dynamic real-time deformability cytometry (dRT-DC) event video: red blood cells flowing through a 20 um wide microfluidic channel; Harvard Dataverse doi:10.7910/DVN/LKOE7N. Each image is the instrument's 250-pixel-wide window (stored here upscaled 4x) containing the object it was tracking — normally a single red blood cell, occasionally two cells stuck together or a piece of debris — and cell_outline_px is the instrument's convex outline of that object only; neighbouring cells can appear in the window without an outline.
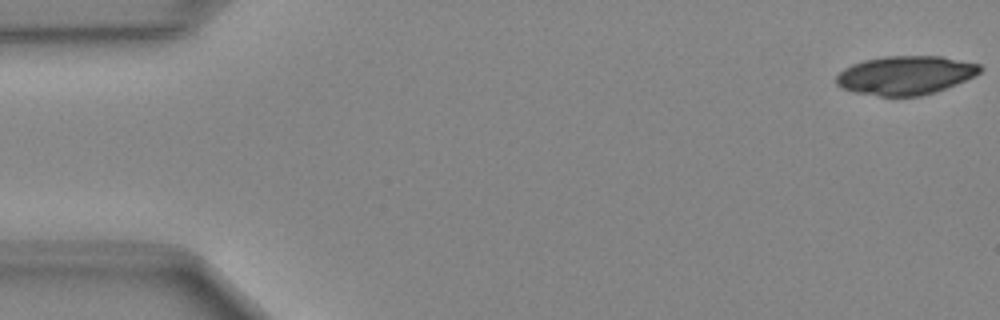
{"species": "Egyptian fruit bat (a non-hibernating species)", "species_latin": "Rousettus aegyptiacus", "temperature_condition": "cold", "stored_images_in_passage": 48, "camera_frame_rate_fps": 3000, "um_per_image_px": 0.085, "animal": {"sex": "female"}, "frame": {"image": 1, "passage_image": 1, "time_ms": 0.0, "image_size_px": [1000, 320], "cell_outline_px": [[984, 68], [980, 72], [956, 84], [936, 92], [920, 96], [880, 96], [856, 92], [840, 88], [836, 84], [836, 76], [844, 68], [852, 64], [864, 60], [884, 56], [944, 56], [980, 64]], "centroid_in_image_um": [76.96, 6.39], "position_along_channel_um": 8.0, "area_um2": 32.54}}
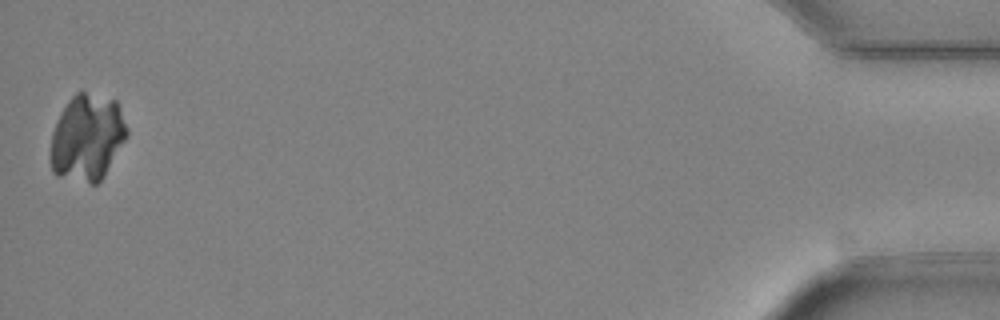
{"frame": {"image": 2, "passage_image": 48, "time_ms": 15.667, "image_size_px": [1000, 320], "cell_outline_px": [[128, 136], [104, 176], [96, 184], [92, 184], [56, 176], [52, 172], [52, 132], [56, 120], [60, 112], [68, 100], [76, 92], [84, 92], [116, 100], [128, 128]], "centroid_in_image_um": [7.42, 11.7], "position_along_channel_um": 427.8, "area_um2": 38.55}}